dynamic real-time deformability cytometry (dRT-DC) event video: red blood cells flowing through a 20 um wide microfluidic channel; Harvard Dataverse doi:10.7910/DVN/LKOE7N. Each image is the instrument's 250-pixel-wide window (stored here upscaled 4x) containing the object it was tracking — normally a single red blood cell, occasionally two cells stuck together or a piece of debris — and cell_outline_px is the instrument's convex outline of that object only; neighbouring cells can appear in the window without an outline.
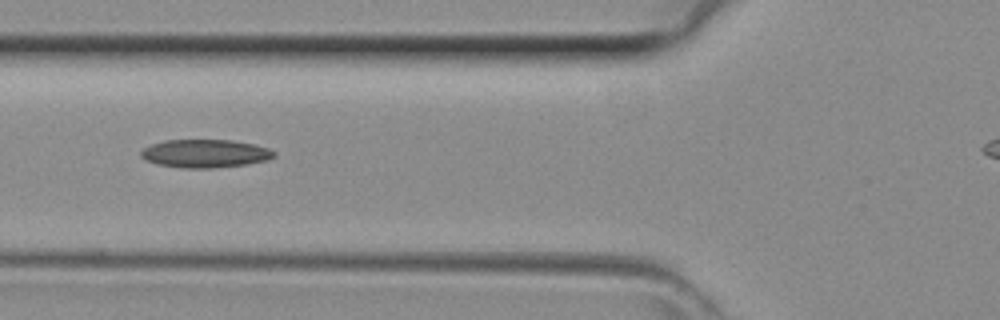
{"species": "common noctule bat (a hibernating species)", "species_latin": "Nyctalus noctula", "temperature_condition": "room temperature", "stored_images_in_passage": 35, "camera_frame_rate_fps": 3000, "um_per_image_px": 0.085, "animal": {"sex": "female", "body_mass_g": 29.2, "forearm_length_mm": 56.3}, "frame": {"image": 1, "passage_image": 13, "time_ms": 4.0, "image_size_px": [1000, 320], "cell_outline_px": [[276, 156], [268, 160], [244, 164], [212, 168], [184, 168], [156, 164], [144, 160], [140, 156], [140, 152], [144, 148], [152, 144], [164, 140], [232, 140], [252, 144], [268, 148], [276, 152]], "centroid_in_image_um": [17.41, 13.05], "position_along_channel_um": 108.4, "area_um2": 21.85}}
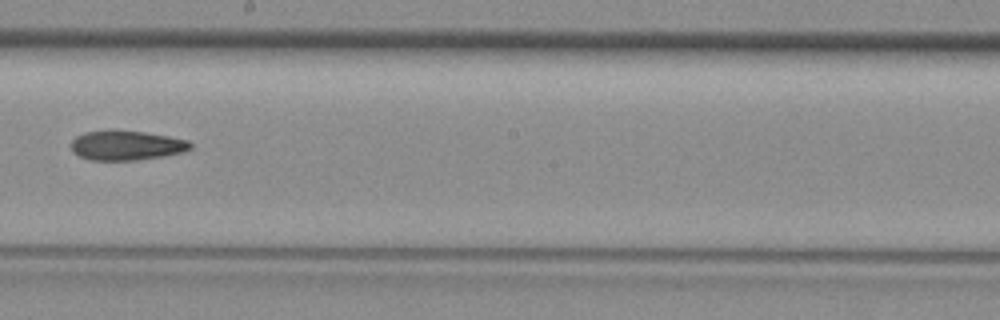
{"frame": {"image": 2, "passage_image": 21, "time_ms": 6.667, "image_size_px": [1000, 320], "cell_outline_px": [[192, 148], [184, 152], [164, 156], [136, 160], [88, 160], [72, 152], [72, 140], [76, 136], [84, 132], [144, 132], [168, 136], [188, 140], [192, 144]], "centroid_in_image_um": [10.78, 12.39], "position_along_channel_um": 237.4, "area_um2": 20.17}}
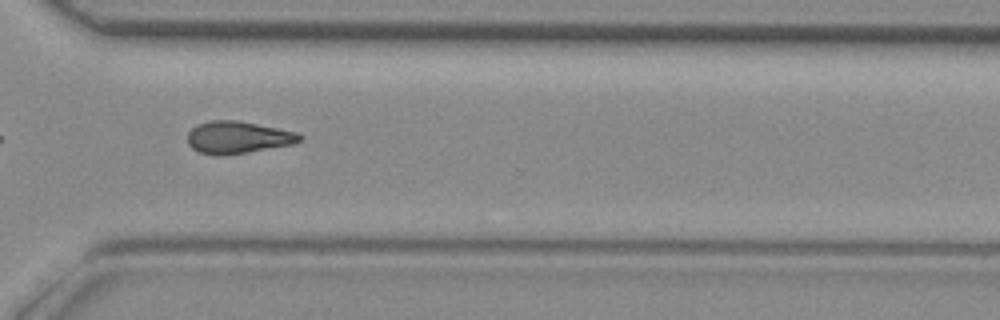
{"frame": {"image": 3, "passage_image": 28, "time_ms": 9.0, "image_size_px": [1000, 320], "cell_outline_px": [[304, 136], [300, 140], [292, 144], [248, 152], [220, 156], [200, 152], [192, 148], [188, 144], [188, 132], [192, 128], [200, 124], [212, 120], [236, 120], [296, 132]], "centroid_in_image_um": [20.2, 11.68], "position_along_channel_um": 350.4, "area_um2": 20.75}}